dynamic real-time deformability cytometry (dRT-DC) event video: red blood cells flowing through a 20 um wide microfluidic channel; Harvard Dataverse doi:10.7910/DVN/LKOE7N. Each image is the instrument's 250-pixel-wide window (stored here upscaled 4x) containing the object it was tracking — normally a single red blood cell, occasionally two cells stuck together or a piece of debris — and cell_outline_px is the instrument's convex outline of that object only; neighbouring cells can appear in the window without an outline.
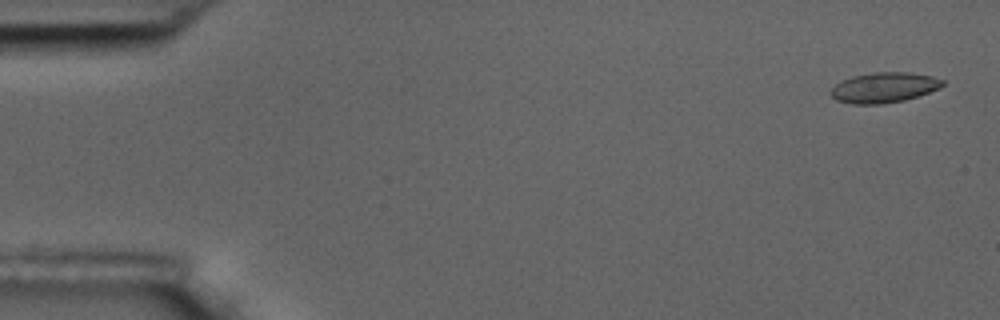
{"species": "common noctule bat (a hibernating species)", "species_latin": "Nyctalus noctula", "temperature_condition": "room temperature", "stored_images_in_passage": 57, "camera_frame_rate_fps": 3000, "um_per_image_px": 0.085, "animal": {"sex": "male", "body_mass_g": 17.5, "forearm_length_mm": 52.3}, "frame": {"image": 1, "passage_image": 2, "time_ms": 0.333, "image_size_px": [1000, 320], "cell_outline_px": [[944, 84], [940, 88], [904, 100], [884, 104], [852, 104], [836, 100], [832, 96], [832, 88], [840, 80], [852, 76], [872, 72], [908, 72], [932, 76], [944, 80]], "centroid_in_image_um": [75.13, 7.43], "position_along_channel_um": 9.9, "area_um2": 19.71}}
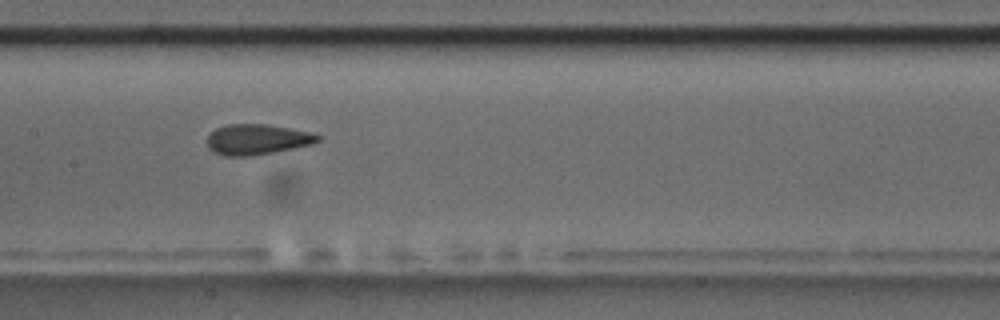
{"frame": {"image": 2, "passage_image": 28, "time_ms": 9.0, "image_size_px": [1000, 320], "cell_outline_px": [[320, 140], [312, 144], [276, 152], [248, 156], [224, 156], [212, 152], [208, 148], [208, 136], [216, 128], [228, 124], [268, 124], [312, 132], [320, 136]], "centroid_in_image_um": [21.86, 11.85], "position_along_channel_um": 185.5, "area_um2": 19.77}}
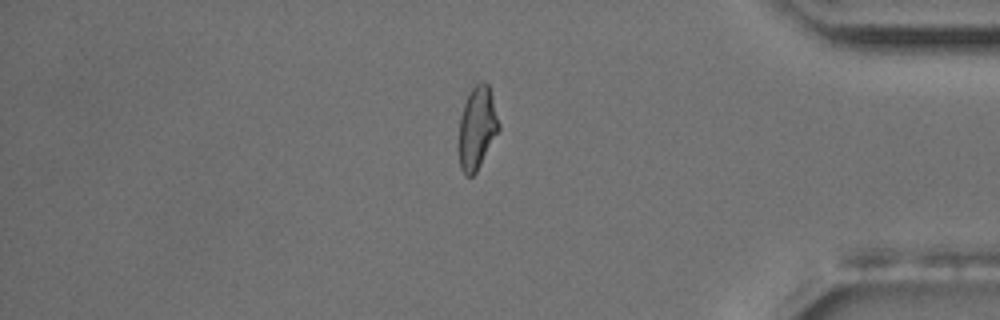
{"frame": {"image": 3, "passage_image": 48, "time_ms": 15.667, "image_size_px": [1000, 320], "cell_outline_px": [[500, 128], [476, 172], [472, 176], [464, 176], [460, 168], [456, 144], [460, 116], [464, 104], [472, 88], [476, 84], [484, 80], [488, 84], [492, 96], [500, 124]], "centroid_in_image_um": [40.5, 10.91], "position_along_channel_um": 394.7, "area_um2": 19.65}, "authors_computed_cell_mechanics": {"area_um2": 19.652, "velocity_mm_per_s": 3.5541, "shape_relaxation_time_tau1_ms": 9.3046, "shape_relaxation_time_tau2_ms": 1.739, "deformation_change_tau1": 0.1785, "deformation_change_tau2": 0.0746}}